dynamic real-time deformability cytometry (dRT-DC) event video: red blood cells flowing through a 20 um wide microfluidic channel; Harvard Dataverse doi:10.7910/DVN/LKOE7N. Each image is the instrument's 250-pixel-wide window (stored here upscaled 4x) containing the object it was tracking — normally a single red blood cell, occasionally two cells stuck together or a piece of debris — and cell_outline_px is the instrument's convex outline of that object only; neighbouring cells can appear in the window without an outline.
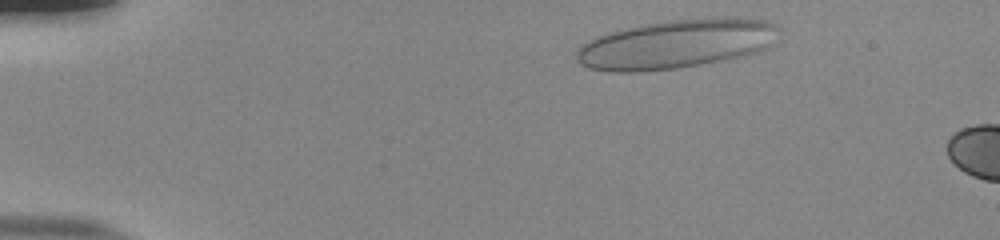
{"species": "human", "species_latin": "Homo sapiens", "temperature_condition": "room temperature", "stored_images_in_passage": 7, "camera_frame_rate_fps": 3000, "um_per_image_px": 0.085, "donor": {"sex": "male"}, "frame": {"image": 1, "passage_image": 2, "time_ms": 0.333, "image_size_px": [1000, 240], "cell_outline_px": [[780, 32], [764, 48], [740, 56], [700, 64], [676, 68], [640, 72], [612, 72], [588, 68], [580, 64], [576, 60], [576, 52], [580, 44], [596, 36], [608, 32], [640, 24], [664, 20], [724, 16], [768, 20], [776, 24]], "centroid_in_image_um": [57.41, 3.71], "position_along_channel_um": 27.6, "area_um2": 58.09}}